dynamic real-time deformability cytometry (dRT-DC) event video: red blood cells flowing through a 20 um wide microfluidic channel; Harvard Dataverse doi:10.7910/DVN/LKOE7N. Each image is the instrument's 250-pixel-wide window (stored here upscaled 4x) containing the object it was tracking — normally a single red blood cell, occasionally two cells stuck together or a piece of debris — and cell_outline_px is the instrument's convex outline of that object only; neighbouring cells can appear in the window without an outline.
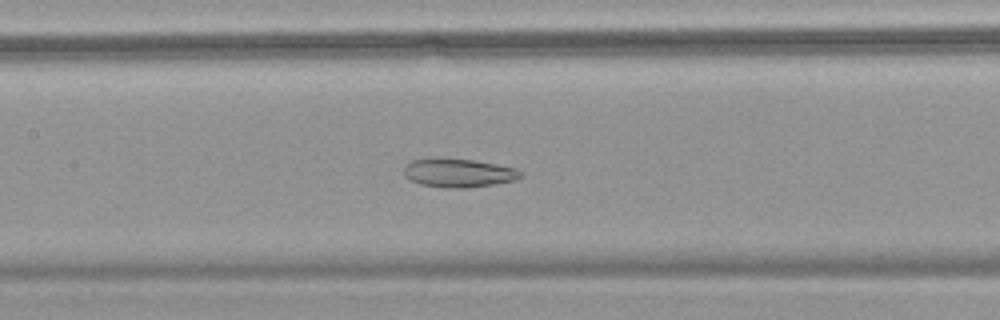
{"species": "common noctule bat (a hibernating species)", "species_latin": "Nyctalus noctula", "temperature_condition": "warm", "stored_images_in_passage": 41, "camera_frame_rate_fps": 3000, "um_per_image_px": 0.085, "animal": {"sex": "female", "body_mass_g": 18.4}, "frame": {"image": 1, "passage_image": 12, "time_ms": 3.667, "image_size_px": [1000, 320], "cell_outline_px": [[524, 176], [516, 180], [468, 188], [444, 188], [420, 184], [412, 180], [404, 172], [404, 168], [412, 160], [472, 160], [496, 164], [516, 168], [524, 172]], "centroid_in_image_um": [39.08, 14.73], "position_along_channel_um": 168.3, "area_um2": 18.9}}
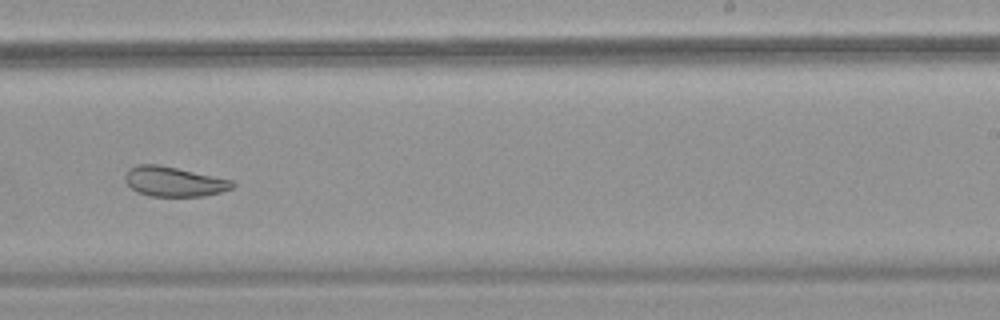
{"frame": {"image": 2, "passage_image": 21, "time_ms": 6.667, "image_size_px": [1000, 320], "cell_outline_px": [[236, 184], [232, 188], [220, 192], [204, 196], [148, 196], [136, 192], [124, 180], [124, 176], [132, 168], [140, 164], [156, 164], [176, 168], [232, 180]], "centroid_in_image_um": [14.78, 15.45], "position_along_channel_um": 274.2, "area_um2": 18.38}}
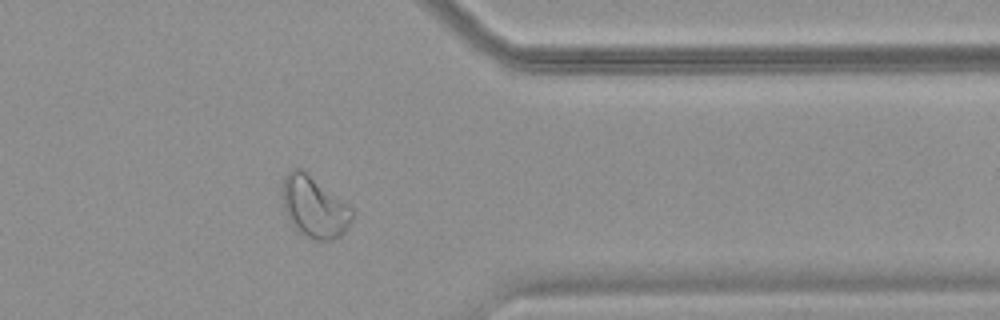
{"frame": {"image": 3, "passage_image": 31, "time_ms": 10.0, "image_size_px": [1000, 320], "cell_outline_px": [[352, 216], [344, 232], [340, 236], [332, 240], [312, 240], [300, 232], [292, 224], [284, 208], [284, 176], [292, 168], [304, 168], [348, 204], [352, 208]], "centroid_in_image_um": [26.73, 17.56], "position_along_channel_um": 384.7, "area_um2": 24.68}, "authors_computed_cell_mechanics": {"area_um2": 20.9814, "velocity_mm_per_s": 3.544, "shape_relaxation_time_tau1_ms": null, "shape_relaxation_time_tau2_ms": 2.4646, "deformation_change_tau1": null, "deformation_change_tau2": 0.0771}}